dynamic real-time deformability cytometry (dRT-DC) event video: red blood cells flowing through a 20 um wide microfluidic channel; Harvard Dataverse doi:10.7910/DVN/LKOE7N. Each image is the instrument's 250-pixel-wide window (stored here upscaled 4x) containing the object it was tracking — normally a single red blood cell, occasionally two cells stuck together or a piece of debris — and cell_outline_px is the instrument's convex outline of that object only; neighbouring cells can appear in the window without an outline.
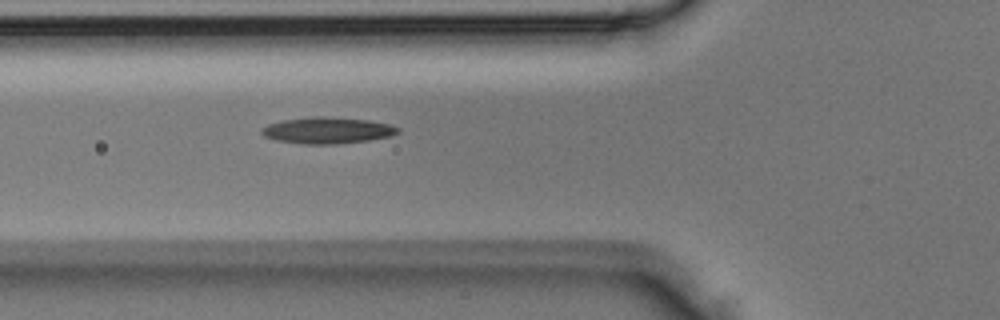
{"species": "Egyptian fruit bat (a non-hibernating species)", "species_latin": "Rousettus aegyptiacus", "temperature_condition": "room temperature", "stored_images_in_passage": 6, "segment_of_instrument_passage": [1, 2], "camera_frame_rate_fps": 3000, "um_per_image_px": 0.085, "animal": {"sex": "male"}, "frame": {"image": 1, "passage_image": 5, "time_ms": 1.333, "image_size_px": [1000, 320], "cell_outline_px": [[400, 132], [388, 136], [368, 140], [336, 144], [304, 144], [276, 140], [264, 136], [260, 132], [260, 128], [268, 124], [284, 120], [312, 116], [320, 116], [368, 120], [392, 124], [400, 128]], "centroid_in_image_um": [27.82, 11.08], "position_along_channel_um": 98.0, "area_um2": 20.92}}